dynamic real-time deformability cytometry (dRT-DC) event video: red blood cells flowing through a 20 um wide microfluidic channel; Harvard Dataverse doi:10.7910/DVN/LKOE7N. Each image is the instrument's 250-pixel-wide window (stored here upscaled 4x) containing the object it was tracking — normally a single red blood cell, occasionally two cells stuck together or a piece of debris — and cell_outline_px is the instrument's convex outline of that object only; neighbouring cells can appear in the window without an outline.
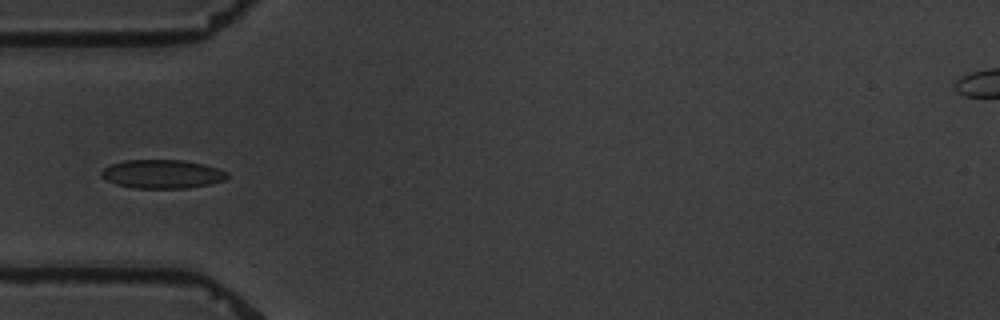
{"species": "common noctule bat (a hibernating species)", "species_latin": "Nyctalus noctula", "temperature_condition": "warm", "stored_images_in_passage": 6, "camera_frame_rate_fps": 3000, "um_per_image_px": 0.085, "animal": {"sex": "male", "body_mass_g": 19.5, "forearm_length_mm": 54.6}, "frame": {"image": 1, "passage_image": 4, "time_ms": 4.667, "image_size_px": [1000, 320], "cell_outline_px": [[228, 176], [224, 180], [212, 184], [188, 188], [132, 188], [116, 184], [104, 180], [100, 176], [100, 172], [104, 168], [112, 164], [124, 160], [184, 160], [204, 164], [228, 172]], "centroid_in_image_um": [13.77, 14.8], "position_along_channel_um": 71.2, "area_um2": 21.21}}
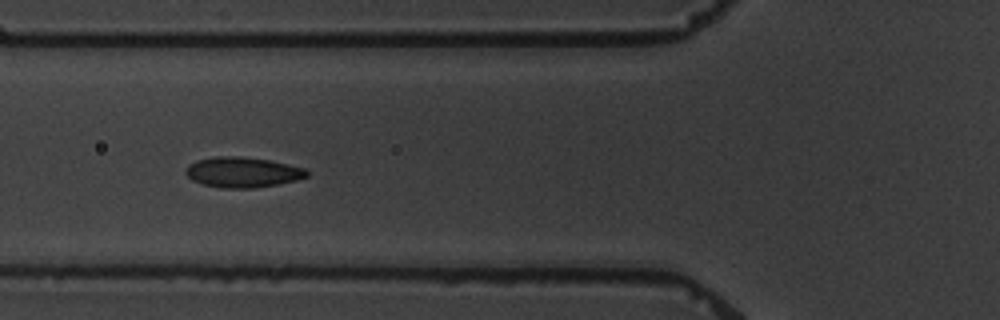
{"frame": {"image": 2, "passage_image": 5, "time_ms": 5.667, "image_size_px": [1000, 320], "cell_outline_px": [[308, 176], [296, 180], [280, 184], [252, 188], [220, 188], [204, 184], [192, 180], [184, 172], [188, 164], [196, 160], [216, 156], [240, 156], [268, 160], [304, 168], [308, 172]], "centroid_in_image_um": [20.59, 14.64], "position_along_channel_um": 105.2, "area_um2": 21.39}}
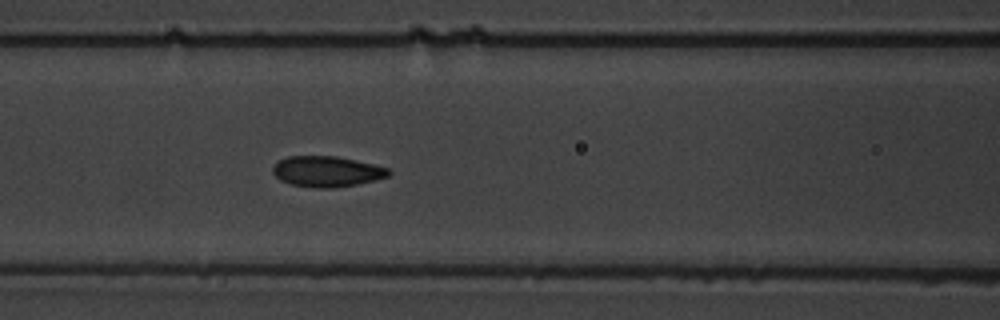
{"frame": {"image": 3, "passage_image": 6, "time_ms": 6.667, "image_size_px": [1000, 320], "cell_outline_px": [[392, 172], [388, 176], [356, 184], [332, 188], [316, 188], [292, 184], [280, 180], [272, 172], [272, 168], [280, 160], [288, 156], [336, 156], [356, 160], [388, 168]], "centroid_in_image_um": [27.77, 14.57], "position_along_channel_um": 138.8, "area_um2": 20.46}}